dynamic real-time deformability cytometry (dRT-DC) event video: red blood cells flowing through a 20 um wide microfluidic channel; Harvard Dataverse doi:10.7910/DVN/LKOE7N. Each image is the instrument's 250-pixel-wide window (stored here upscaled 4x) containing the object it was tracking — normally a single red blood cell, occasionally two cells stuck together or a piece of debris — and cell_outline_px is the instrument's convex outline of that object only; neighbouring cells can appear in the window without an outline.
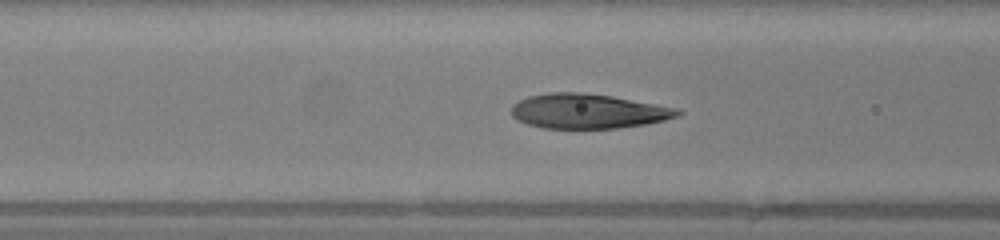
{"species": "human", "species_latin": "Homo sapiens", "temperature_condition": "warm", "stored_images_in_passage": 47, "camera_frame_rate_fps": 3000, "um_per_image_px": 0.085, "donor": {"sex": "female"}, "frame": {"image": 1, "passage_image": 17, "time_ms": 5.333, "image_size_px": [1000, 240], "cell_outline_px": [[684, 112], [680, 116], [664, 120], [644, 124], [620, 128], [544, 128], [528, 124], [516, 120], [512, 116], [512, 104], [528, 96], [548, 92], [580, 92], [612, 96], [676, 108]], "centroid_in_image_um": [49.97, 9.45], "position_along_channel_um": 116.6, "area_um2": 33.58}}
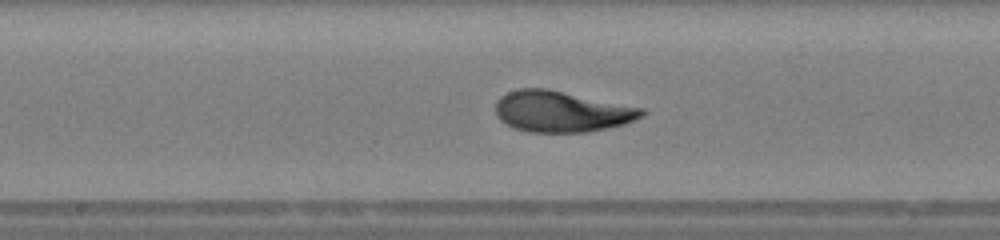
{"frame": {"image": 2, "passage_image": 23, "time_ms": 7.333, "image_size_px": [1000, 240], "cell_outline_px": [[644, 116], [624, 124], [608, 128], [588, 132], [528, 132], [512, 128], [500, 120], [496, 116], [496, 100], [500, 96], [508, 92], [520, 88], [548, 88], [644, 108]], "centroid_in_image_um": [47.71, 9.48], "position_along_channel_um": 200.5, "area_um2": 35.26}}
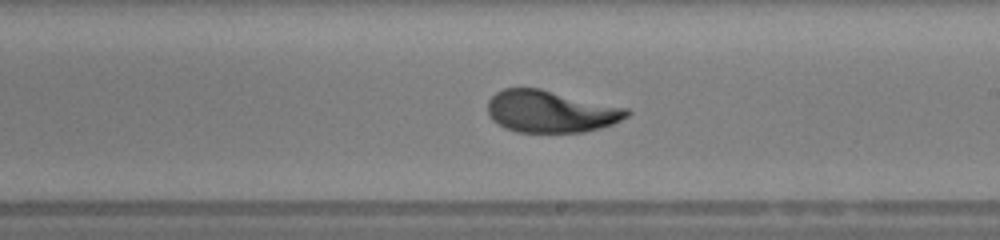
{"frame": {"image": 3, "passage_image": 26, "time_ms": 8.333, "image_size_px": [1000, 240], "cell_outline_px": [[632, 112], [628, 116], [612, 124], [600, 128], [584, 132], [516, 132], [504, 128], [492, 120], [488, 112], [488, 100], [496, 92], [504, 88], [540, 88], [628, 108]], "centroid_in_image_um": [46.81, 9.47], "position_along_channel_um": 242.2, "area_um2": 34.22}, "authors_computed_cell_mechanics": {"area_um2": 33.1772, "velocity_mm_per_s": 4.1992, "shape_relaxation_time_tau1_ms": 4.5744, "shape_relaxation_time_tau2_ms": 0.6563, "deformation_change_tau1": 0.2358, "deformation_change_tau2": 0.061}}